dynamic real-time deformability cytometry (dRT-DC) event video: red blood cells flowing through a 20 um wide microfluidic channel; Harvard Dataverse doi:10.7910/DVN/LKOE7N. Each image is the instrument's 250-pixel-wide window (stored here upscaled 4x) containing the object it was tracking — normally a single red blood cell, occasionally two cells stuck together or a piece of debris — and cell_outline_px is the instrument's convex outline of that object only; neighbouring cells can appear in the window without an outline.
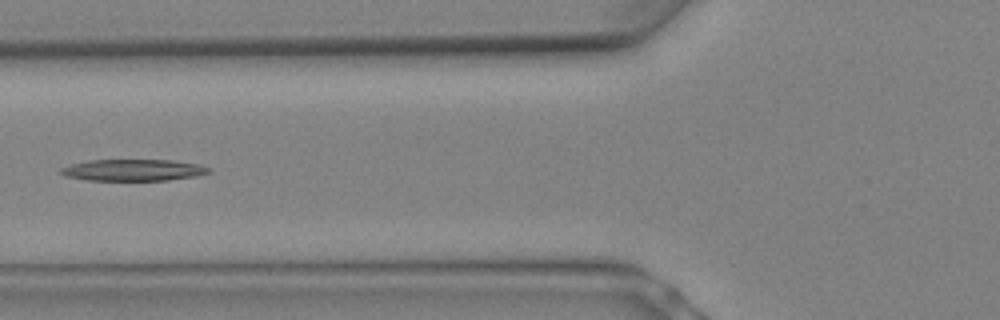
{"species": "Egyptian fruit bat (a non-hibernating species)", "species_latin": "Rousettus aegyptiacus", "temperature_condition": "warm", "stored_images_in_passage": 8, "camera_frame_rate_fps": 3000, "um_per_image_px": 0.085, "animal": {"sex": "female"}, "frame": {"image": 1, "passage_image": 6, "time_ms": 1.667, "image_size_px": [1000, 320], "cell_outline_px": [[212, 172], [196, 176], [168, 180], [88, 180], [64, 176], [60, 172], [60, 168], [72, 164], [88, 160], [172, 160], [200, 164], [212, 168]], "centroid_in_image_um": [11.37, 14.45], "position_along_channel_um": 114.4, "area_um2": 18.67}}